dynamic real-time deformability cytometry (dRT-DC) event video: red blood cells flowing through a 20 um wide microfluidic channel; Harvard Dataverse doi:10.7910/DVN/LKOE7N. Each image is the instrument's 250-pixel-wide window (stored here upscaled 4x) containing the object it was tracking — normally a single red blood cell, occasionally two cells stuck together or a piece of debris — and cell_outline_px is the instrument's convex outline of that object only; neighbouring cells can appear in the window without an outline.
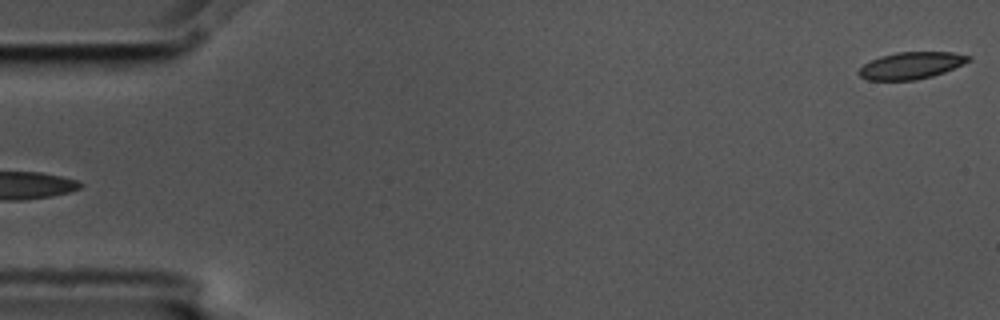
{"species": "common noctule bat (a hibernating species)", "species_latin": "Nyctalus noctula", "temperature_condition": "cold", "stored_images_in_passage": 4, "segment_of_instrument_passage": [2, 2], "camera_frame_rate_fps": 3000, "um_per_image_px": 0.085, "animal": {"sex": "male", "body_mass_g": 17.5, "forearm_length_mm": 52.3}, "frame": {"image": 1, "passage_image": 4, "time_ms": 1.0, "image_size_px": [1000, 320], "cell_outline_px": [[972, 60], [964, 64], [944, 72], [932, 76], [916, 80], [868, 80], [860, 76], [856, 72], [864, 64], [880, 56], [896, 52], [952, 52], [972, 56]], "centroid_in_image_um": [77.47, 5.56], "position_along_channel_um": 7.5, "area_um2": 17.28}}